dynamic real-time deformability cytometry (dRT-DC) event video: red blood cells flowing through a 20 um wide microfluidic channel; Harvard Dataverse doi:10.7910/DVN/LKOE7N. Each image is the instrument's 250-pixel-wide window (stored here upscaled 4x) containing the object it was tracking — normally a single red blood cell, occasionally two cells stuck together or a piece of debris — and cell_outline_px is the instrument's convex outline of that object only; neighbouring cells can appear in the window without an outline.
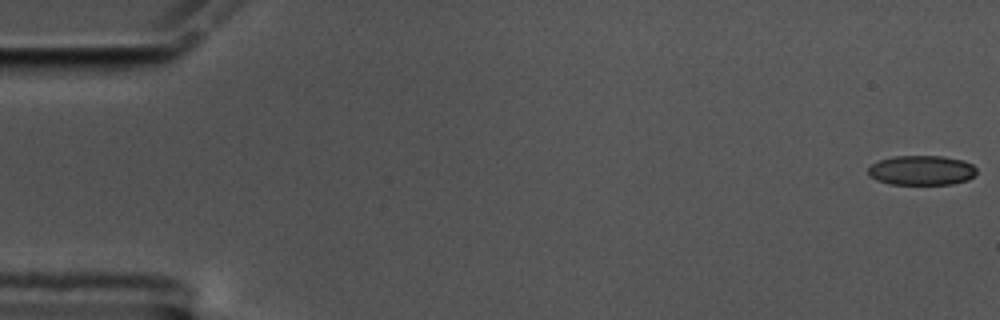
{"species": "common noctule bat (a hibernating species)", "species_latin": "Nyctalus noctula", "temperature_condition": "cold", "stored_images_in_passage": 57, "camera_frame_rate_fps": 3000, "um_per_image_px": 0.085, "animal": {"sex": "male", "body_mass_g": 17.5, "forearm_length_mm": 52.3}, "frame": {"image": 1, "passage_image": 1, "time_ms": 0.0, "image_size_px": [1000, 320], "cell_outline_px": [[976, 176], [968, 180], [952, 184], [888, 184], [876, 180], [868, 176], [868, 168], [872, 164], [880, 160], [892, 156], [944, 156], [964, 160], [972, 164], [976, 168]], "centroid_in_image_um": [78.34, 14.48], "position_along_channel_um": 6.7, "area_um2": 19.02}}
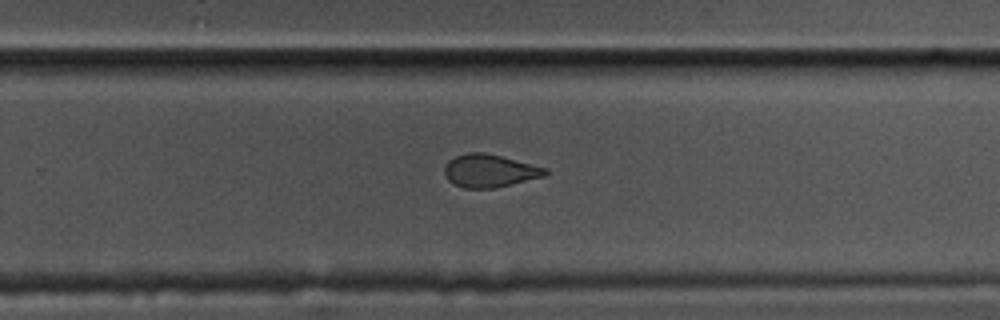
{"frame": {"image": 2, "passage_image": 37, "time_ms": 12.0, "image_size_px": [1000, 320], "cell_outline_px": [[548, 172], [544, 176], [512, 184], [492, 188], [464, 188], [448, 180], [444, 172], [444, 168], [448, 160], [456, 156], [468, 152], [484, 152], [548, 168]], "centroid_in_image_um": [41.61, 14.51], "position_along_channel_um": 288.2, "area_um2": 19.13}}
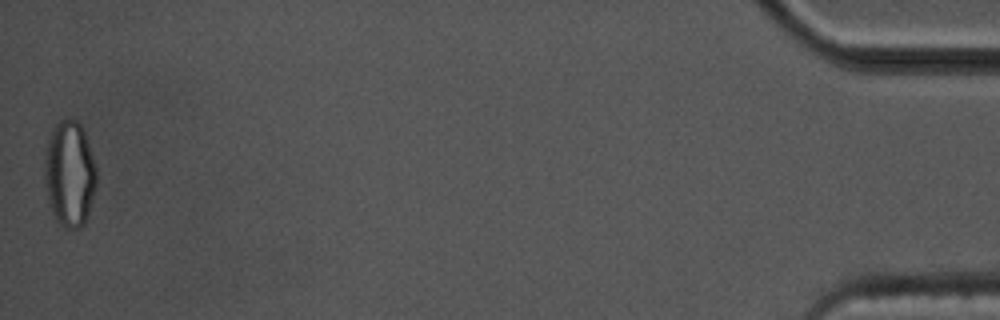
{"frame": {"image": 3, "passage_image": 57, "time_ms": 18.667, "image_size_px": [1000, 320], "cell_outline_px": [[96, 184], [88, 216], [84, 224], [80, 228], [64, 228], [56, 220], [52, 212], [48, 200], [44, 180], [44, 160], [48, 140], [52, 128], [60, 120], [76, 120], [80, 124], [84, 132], [96, 168]], "centroid_in_image_um": [5.9, 14.8], "position_along_channel_um": 429.3, "area_um2": 31.96}, "authors_computed_cell_mechanics": {"area_um2": 19.9988, "velocity_mm_per_s": 3.5401, "shape_relaxation_time_tau1_ms": 9.8557, "shape_relaxation_time_tau2_ms": 2.3904, "deformation_change_tau1": 0.1946, "deformation_change_tau2": 0.08}}